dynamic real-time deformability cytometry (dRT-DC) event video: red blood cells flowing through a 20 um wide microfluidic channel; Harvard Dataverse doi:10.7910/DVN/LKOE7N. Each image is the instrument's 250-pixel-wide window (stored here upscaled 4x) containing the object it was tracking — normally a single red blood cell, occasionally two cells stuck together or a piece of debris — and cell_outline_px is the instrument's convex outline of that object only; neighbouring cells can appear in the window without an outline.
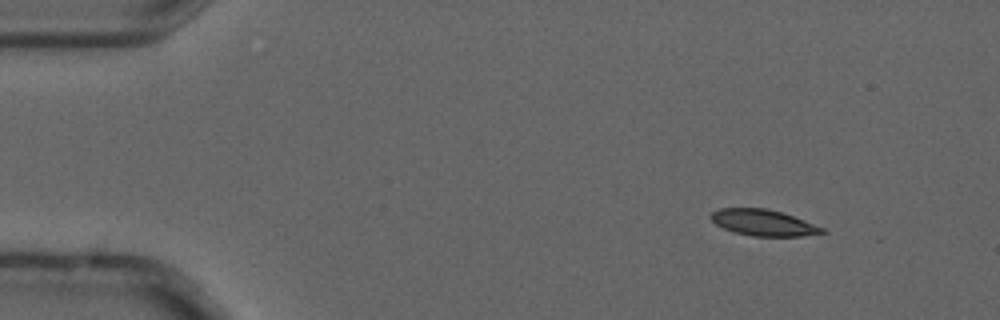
{"species": "common noctule bat (a hibernating species)", "species_latin": "Nyctalus noctula", "temperature_condition": "cold", "stored_images_in_passage": 4, "camera_frame_rate_fps": 3000, "um_per_image_px": 0.085, "animal": {"sex": "male", "forearm_length_mm": 52.5}, "frame": {"image": 1, "passage_image": 2, "time_ms": 0.333, "image_size_px": [1000, 320], "cell_outline_px": [[828, 232], [804, 236], [752, 236], [732, 232], [716, 224], [708, 216], [712, 212], [720, 208], [764, 208], [780, 212], [804, 220], [824, 228]], "centroid_in_image_um": [64.87, 18.93], "position_along_channel_um": 20.1, "area_um2": 16.94}}